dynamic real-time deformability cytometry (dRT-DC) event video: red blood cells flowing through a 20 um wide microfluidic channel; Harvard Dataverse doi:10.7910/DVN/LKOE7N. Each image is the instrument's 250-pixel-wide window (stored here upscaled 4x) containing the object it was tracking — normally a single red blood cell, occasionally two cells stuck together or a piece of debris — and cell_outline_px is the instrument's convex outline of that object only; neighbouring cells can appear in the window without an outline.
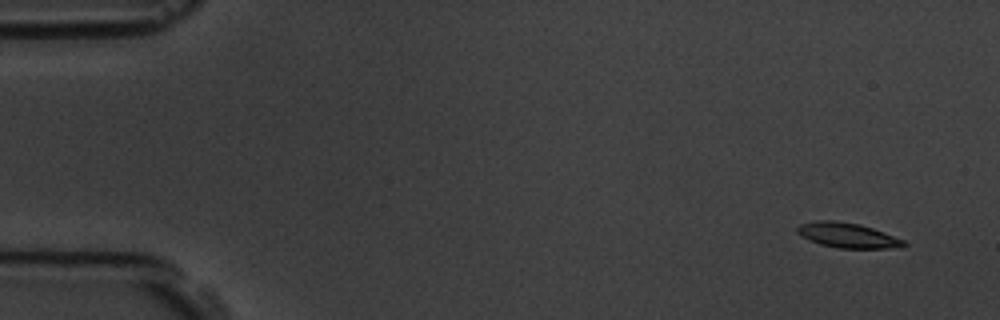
{"species": "common noctule bat (a hibernating species)", "species_latin": "Nyctalus noctula", "temperature_condition": "room temperature", "stored_images_in_passage": 4, "camera_frame_rate_fps": 3000, "um_per_image_px": 0.085, "animal": {"sex": "male", "body_mass_g": 19.5, "forearm_length_mm": 54.6}, "frame": {"image": 1, "passage_image": 1, "time_ms": 0.0, "image_size_px": [1000, 320], "cell_outline_px": [[908, 244], [900, 248], [840, 248], [820, 244], [808, 240], [800, 236], [796, 232], [796, 228], [800, 224], [816, 220], [836, 220], [860, 224], [872, 228], [904, 240]], "centroid_in_image_um": [72.01, 19.99], "position_along_channel_um": 13.0, "area_um2": 15.61}}